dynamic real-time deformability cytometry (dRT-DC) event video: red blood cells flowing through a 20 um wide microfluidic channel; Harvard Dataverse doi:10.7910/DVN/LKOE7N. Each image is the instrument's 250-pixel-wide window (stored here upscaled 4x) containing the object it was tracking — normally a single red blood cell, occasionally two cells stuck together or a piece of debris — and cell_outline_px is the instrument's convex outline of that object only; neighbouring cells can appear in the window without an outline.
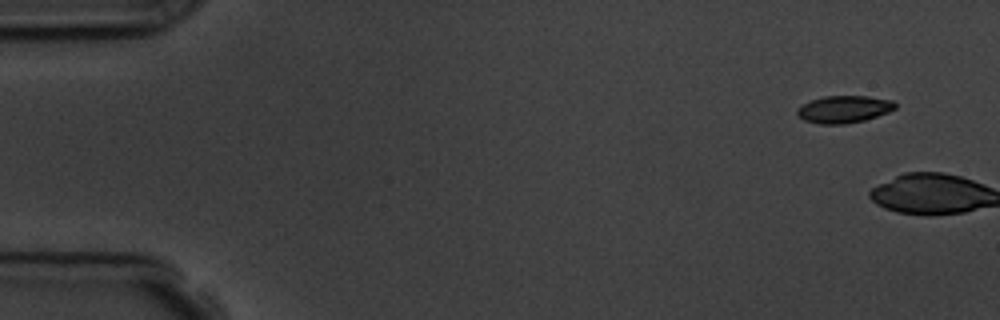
{"species": "common noctule bat (a hibernating species)", "species_latin": "Nyctalus noctula", "temperature_condition": "room temperature", "stored_images_in_passage": 2, "camera_frame_rate_fps": 3000, "um_per_image_px": 0.085, "animal": {"sex": "male", "body_mass_g": 19.5, "forearm_length_mm": 54.6}, "frame": {"image": 1, "passage_image": 1, "time_ms": 0.0, "image_size_px": [1000, 320], "cell_outline_px": [[896, 108], [888, 112], [864, 120], [844, 124], [820, 124], [804, 120], [796, 112], [804, 104], [812, 100], [824, 96], [868, 96], [892, 100], [896, 104]], "centroid_in_image_um": [71.77, 9.28], "position_along_channel_um": 13.2, "area_um2": 15.32}}